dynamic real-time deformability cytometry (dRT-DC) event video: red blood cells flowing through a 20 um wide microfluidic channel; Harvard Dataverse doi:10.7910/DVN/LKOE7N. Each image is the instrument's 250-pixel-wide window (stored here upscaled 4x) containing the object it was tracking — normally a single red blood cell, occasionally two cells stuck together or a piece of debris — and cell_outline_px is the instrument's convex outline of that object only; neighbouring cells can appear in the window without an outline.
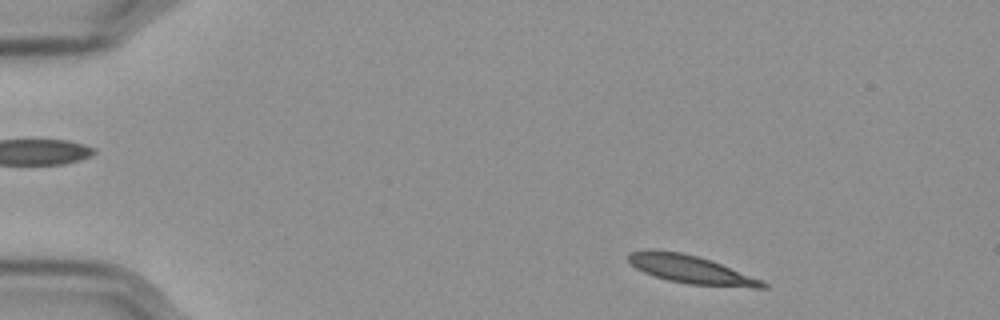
{"species": "Egyptian fruit bat (a non-hibernating species)", "species_latin": "Rousettus aegyptiacus", "temperature_condition": "cold", "stored_images_in_passage": 52, "camera_frame_rate_fps": 3000, "um_per_image_px": 0.085, "frame": {"image": 1, "passage_image": 3, "time_ms": 0.667, "image_size_px": [1000, 320], "cell_outline_px": [[768, 288], [752, 288], [688, 284], [668, 280], [644, 272], [636, 268], [628, 260], [628, 252], [648, 248], [652, 248], [680, 252], [712, 260], [760, 280], [768, 284]], "centroid_in_image_um": [58.68, 22.89], "position_along_channel_um": 26.3, "area_um2": 22.02}}
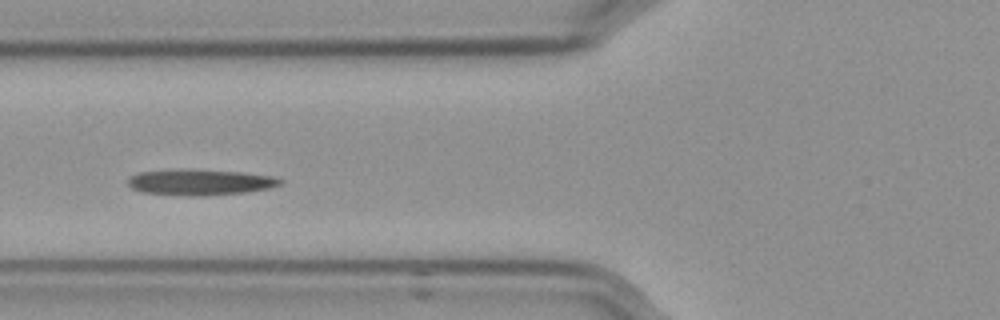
{"frame": {"image": 2, "passage_image": 17, "time_ms": 5.333, "image_size_px": [1000, 320], "cell_outline_px": [[284, 180], [280, 184], [268, 188], [248, 192], [204, 196], [188, 196], [144, 192], [132, 188], [128, 184], [128, 176], [140, 172], [180, 168], [188, 168], [244, 172], [272, 176]], "centroid_in_image_um": [17.0, 15.47], "position_along_channel_um": 108.8, "area_um2": 23.35}}
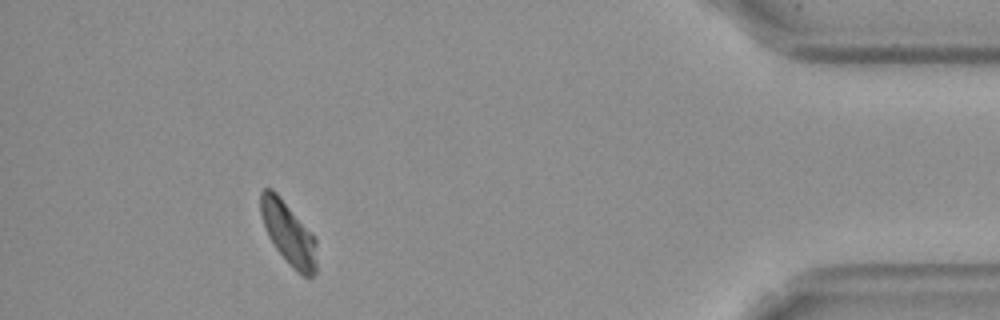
{"frame": {"image": 3, "passage_image": 47, "time_ms": 15.333, "image_size_px": [1000, 320], "cell_outline_px": [[316, 272], [312, 276], [304, 276], [276, 248], [268, 236], [260, 212], [260, 192], [264, 188], [272, 188], [280, 196], [316, 240]], "centroid_in_image_um": [24.49, 19.77], "position_along_channel_um": 410.7, "area_um2": 19.65}}